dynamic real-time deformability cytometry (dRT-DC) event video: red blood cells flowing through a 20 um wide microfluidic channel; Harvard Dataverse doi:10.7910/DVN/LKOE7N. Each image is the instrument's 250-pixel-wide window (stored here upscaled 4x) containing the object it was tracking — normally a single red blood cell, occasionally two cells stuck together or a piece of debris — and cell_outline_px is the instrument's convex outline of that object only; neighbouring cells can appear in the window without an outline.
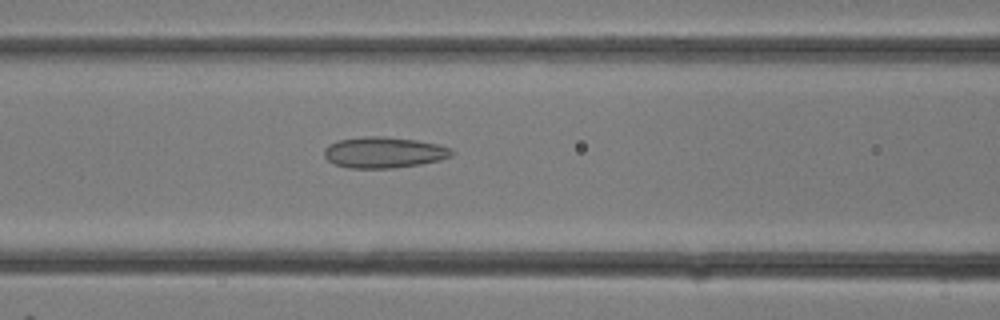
{"species": "common noctule bat (a hibernating species)", "species_latin": "Nyctalus noctula", "temperature_condition": "room temperature", "stored_images_in_passage": 18, "camera_frame_rate_fps": 3000, "um_per_image_px": 0.085, "animal": {"sex": "female"}, "frame": {"image": 1, "passage_image": 11, "time_ms": 3.333, "image_size_px": [1000, 320], "cell_outline_px": [[456, 152], [452, 156], [440, 160], [420, 164], [392, 168], [348, 168], [336, 164], [328, 160], [324, 156], [324, 148], [328, 144], [336, 140], [364, 136], [384, 136], [416, 140], [440, 144], [452, 148]], "centroid_in_image_um": [32.65, 12.94], "position_along_channel_um": 133.9, "area_um2": 23.35}}
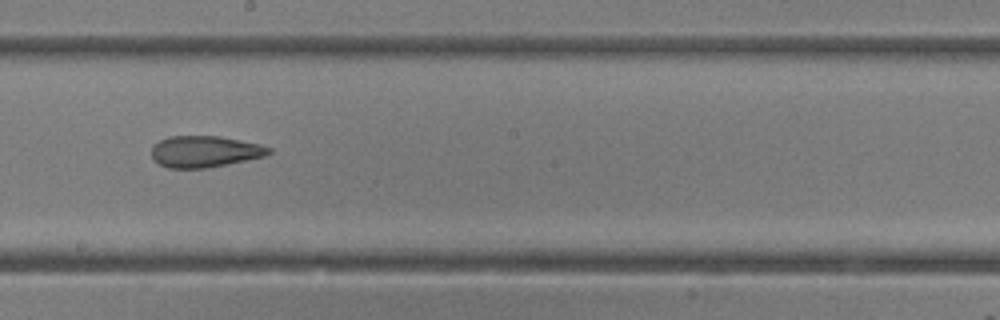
{"frame": {"image": 2, "passage_image": 15, "time_ms": 4.667, "image_size_px": [1000, 320], "cell_outline_px": [[272, 152], [264, 156], [228, 164], [204, 168], [168, 168], [152, 160], [152, 144], [168, 136], [220, 136], [260, 144], [272, 148]], "centroid_in_image_um": [17.38, 12.87], "position_along_channel_um": 230.8, "area_um2": 21.56}}
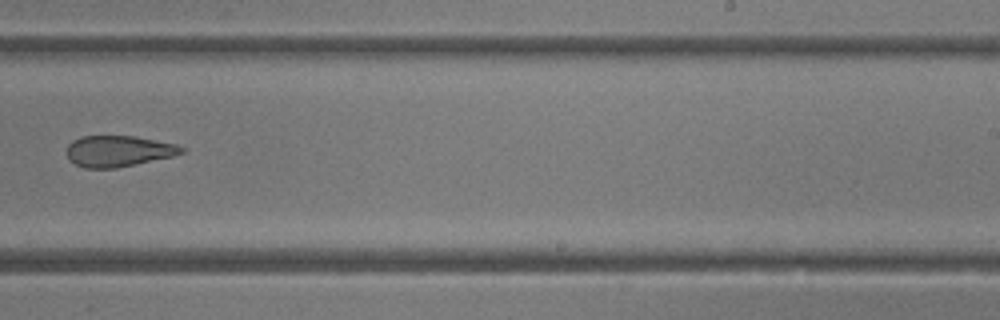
{"frame": {"image": 3, "passage_image": 17, "time_ms": 5.333, "image_size_px": [1000, 320], "cell_outline_px": [[184, 152], [172, 156], [116, 168], [84, 168], [68, 160], [68, 144], [72, 140], [80, 136], [132, 136], [176, 144], [184, 148]], "centroid_in_image_um": [10.02, 12.84], "position_along_channel_um": 279.0, "area_um2": 20.58}}